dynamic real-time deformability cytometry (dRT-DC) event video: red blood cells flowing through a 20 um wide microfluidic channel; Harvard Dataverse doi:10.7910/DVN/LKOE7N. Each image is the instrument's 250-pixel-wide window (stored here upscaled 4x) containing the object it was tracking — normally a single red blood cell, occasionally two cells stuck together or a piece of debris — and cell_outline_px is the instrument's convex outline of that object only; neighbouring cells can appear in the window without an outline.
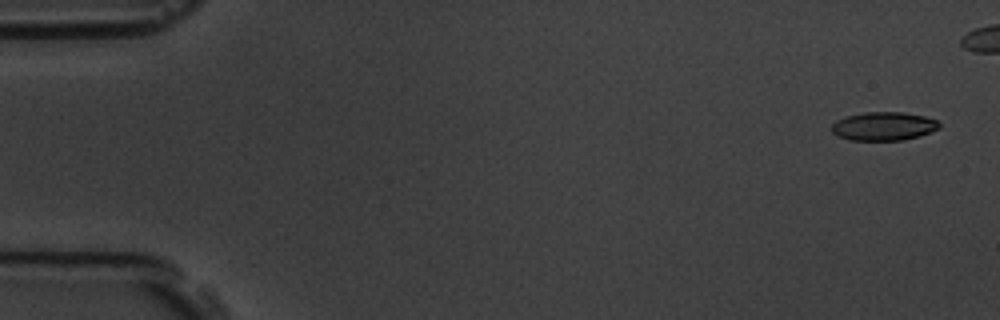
{"species": "common noctule bat (a hibernating species)", "species_latin": "Nyctalus noctula", "temperature_condition": "room temperature", "stored_images_in_passage": 6, "camera_frame_rate_fps": 3000, "um_per_image_px": 0.085, "animal": {"sex": "male", "body_mass_g": 19.5, "forearm_length_mm": 54.6}, "frame": {"image": 1, "passage_image": 1, "time_ms": 0.0, "image_size_px": [1000, 320], "cell_outline_px": [[940, 128], [920, 136], [904, 140], [848, 140], [832, 132], [832, 124], [836, 120], [844, 116], [864, 112], [904, 112], [924, 116], [936, 120], [940, 124]], "centroid_in_image_um": [75.11, 10.72], "position_along_channel_um": 9.9, "area_um2": 17.98}}
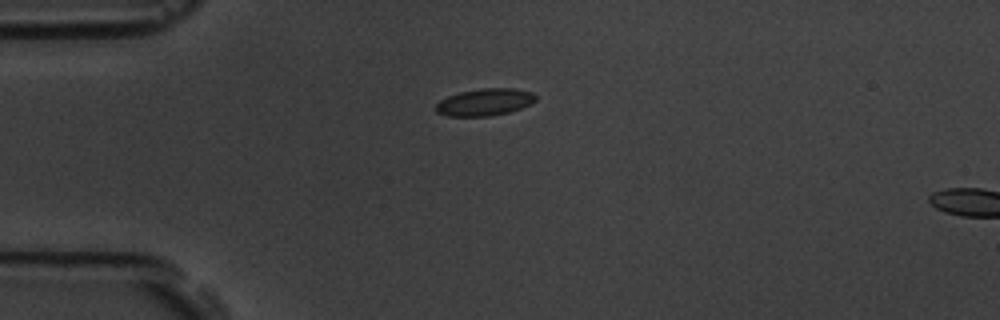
{"frame": {"image": 2, "passage_image": 6, "time_ms": 6.0, "image_size_px": [1000, 320], "cell_outline_px": [[536, 100], [520, 108], [508, 112], [488, 116], [448, 116], [436, 112], [436, 104], [440, 100], [448, 96], [460, 92], [484, 88], [516, 88], [532, 92], [536, 96]], "centroid_in_image_um": [41.19, 8.67], "position_along_channel_um": 43.8, "area_um2": 15.61}}